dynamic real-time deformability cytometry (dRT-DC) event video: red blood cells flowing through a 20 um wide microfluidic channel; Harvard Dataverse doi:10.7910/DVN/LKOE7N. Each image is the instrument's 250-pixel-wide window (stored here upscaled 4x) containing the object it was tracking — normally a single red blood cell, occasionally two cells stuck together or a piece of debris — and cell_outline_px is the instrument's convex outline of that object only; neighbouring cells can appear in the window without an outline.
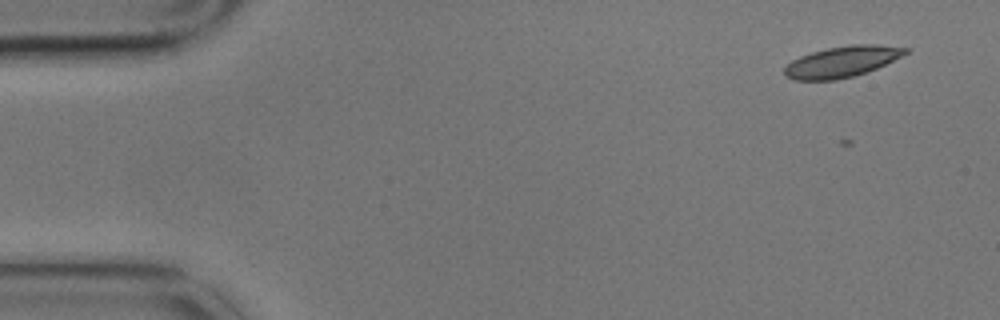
{"species": "common noctule bat (a hibernating species)", "species_latin": "Nyctalus noctula", "temperature_condition": "cold", "stored_images_in_passage": 10, "camera_frame_rate_fps": 3000, "um_per_image_px": 0.085, "animal": {"sex": "male", "body_mass_g": 17.9}, "frame": {"image": 1, "passage_image": 1, "time_ms": 0.0, "image_size_px": [1000, 320], "cell_outline_px": [[912, 48], [908, 52], [868, 72], [836, 80], [792, 80], [784, 76], [784, 68], [792, 60], [800, 56], [812, 52], [828, 48], [852, 44], [876, 44]], "centroid_in_image_um": [71.55, 5.24], "position_along_channel_um": 13.5, "area_um2": 21.79}}
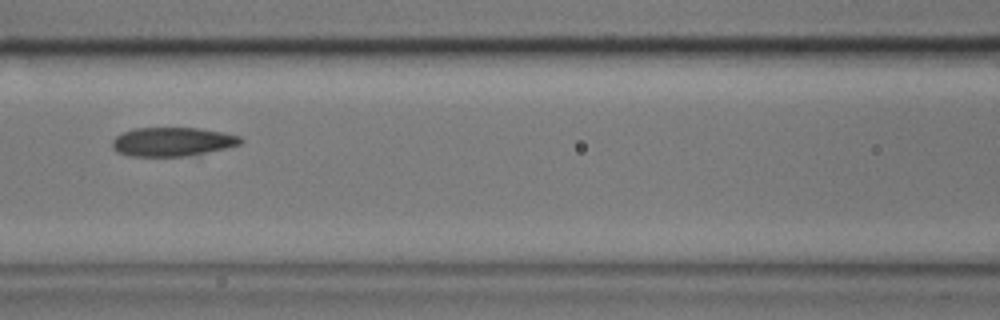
{"frame": {"image": 2, "passage_image": 7, "time_ms": 2.0, "image_size_px": [1000, 320], "cell_outline_px": [[244, 140], [240, 144], [224, 148], [188, 156], [128, 156], [116, 152], [112, 148], [112, 140], [116, 136], [124, 132], [136, 128], [196, 128], [220, 132], [240, 136]], "centroid_in_image_um": [14.61, 12.05], "position_along_channel_um": 152.0, "area_um2": 21.44}}
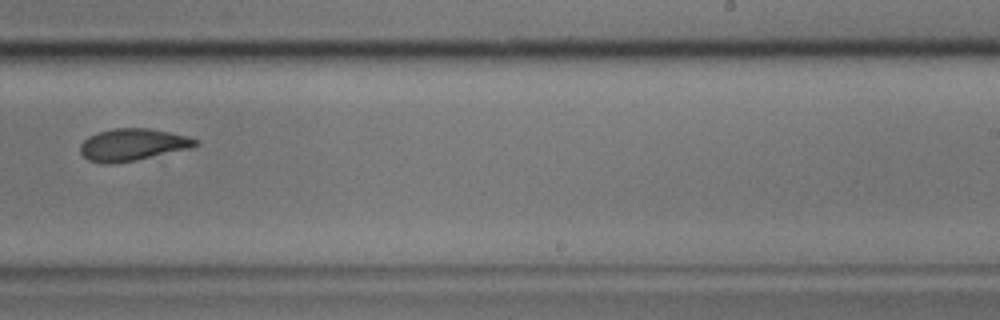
{"frame": {"image": 3, "passage_image": 10, "time_ms": 3.0, "image_size_px": [1000, 320], "cell_outline_px": [[200, 144], [192, 148], [136, 160], [112, 164], [100, 164], [88, 160], [80, 152], [80, 144], [88, 136], [96, 132], [112, 128], [148, 128], [188, 136], [200, 140]], "centroid_in_image_um": [11.27, 12.3], "position_along_channel_um": 277.7, "area_um2": 21.85}}